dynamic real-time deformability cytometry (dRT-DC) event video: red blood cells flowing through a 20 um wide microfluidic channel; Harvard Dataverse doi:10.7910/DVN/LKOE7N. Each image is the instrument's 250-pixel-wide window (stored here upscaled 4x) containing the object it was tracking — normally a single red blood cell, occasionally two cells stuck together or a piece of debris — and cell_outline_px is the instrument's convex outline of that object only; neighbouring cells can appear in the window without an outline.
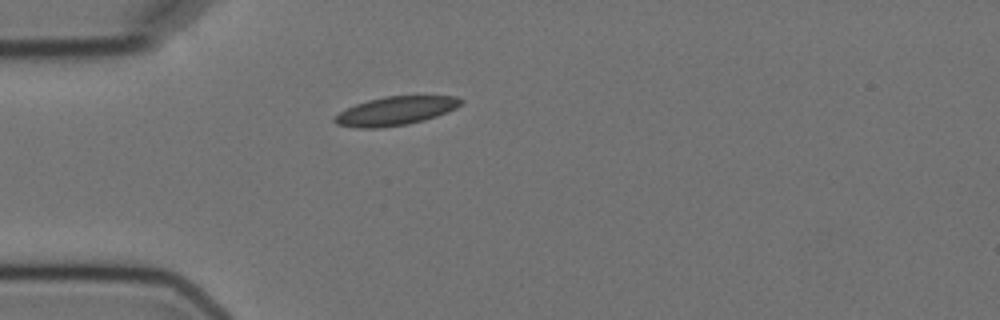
{"species": "Egyptian fruit bat (a non-hibernating species)", "species_latin": "Rousettus aegyptiacus", "temperature_condition": "cold", "stored_images_in_passage": 3, "camera_frame_rate_fps": 3000, "um_per_image_px": 0.085, "animal": {"sex": "female"}, "frame": {"image": 1, "passage_image": 3, "time_ms": 2.333, "image_size_px": [1000, 320], "cell_outline_px": [[464, 100], [456, 108], [448, 112], [424, 120], [408, 124], [380, 128], [356, 128], [336, 124], [332, 120], [332, 116], [356, 104], [368, 100], [384, 96], [456, 96]], "centroid_in_image_um": [33.6, 9.43], "position_along_channel_um": 51.4, "area_um2": 21.15}}